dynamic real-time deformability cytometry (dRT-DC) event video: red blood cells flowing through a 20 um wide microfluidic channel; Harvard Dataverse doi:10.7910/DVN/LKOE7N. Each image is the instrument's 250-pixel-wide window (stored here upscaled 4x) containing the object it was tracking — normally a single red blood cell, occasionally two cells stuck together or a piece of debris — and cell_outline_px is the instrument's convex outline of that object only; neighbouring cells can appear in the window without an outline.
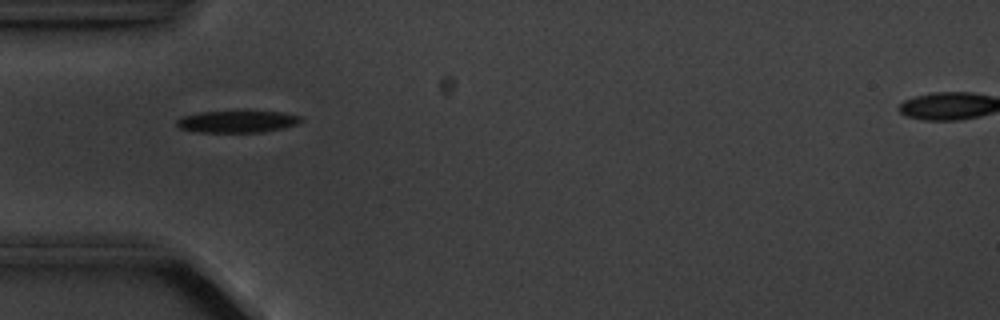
{"species": "common noctule bat (a hibernating species)", "species_latin": "Nyctalus noctula", "temperature_condition": "cold", "stored_images_in_passage": 3, "camera_frame_rate_fps": 3000, "um_per_image_px": 0.085, "animal": {"sex": "male", "body_mass_g": 20.1, "forearm_length_mm": 53.5}, "frame": {"image": 1, "passage_image": 1, "time_ms": 0.0, "image_size_px": [1000, 320], "cell_outline_px": [[304, 120], [296, 124], [284, 128], [264, 132], [196, 132], [180, 128], [176, 124], [176, 120], [180, 116], [200, 112], [244, 108], [284, 112], [300, 116]], "centroid_in_image_um": [20.19, 10.28], "position_along_channel_um": 64.8, "area_um2": 17.05}}